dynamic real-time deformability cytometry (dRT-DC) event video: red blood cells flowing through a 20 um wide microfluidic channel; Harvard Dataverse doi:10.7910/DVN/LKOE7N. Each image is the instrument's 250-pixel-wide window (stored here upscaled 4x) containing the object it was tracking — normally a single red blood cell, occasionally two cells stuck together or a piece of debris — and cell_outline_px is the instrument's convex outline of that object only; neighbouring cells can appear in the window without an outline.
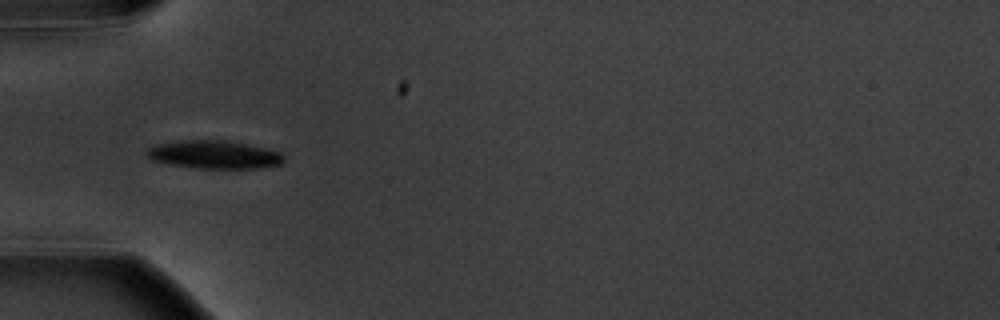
{"species": "common noctule bat (a hibernating species)", "species_latin": "Nyctalus noctula", "temperature_condition": "warm", "stored_images_in_passage": 7, "camera_frame_rate_fps": 3000, "um_per_image_px": 0.085, "animal": {"sex": "male", "body_mass_g": 20.1, "forearm_length_mm": 53.5}, "frame": {"image": 1, "passage_image": 6, "time_ms": 6.0, "image_size_px": [1000, 320], "cell_outline_px": [[284, 160], [280, 164], [260, 168], [196, 168], [168, 164], [152, 160], [144, 156], [144, 152], [148, 148], [156, 144], [180, 140], [228, 140], [268, 148], [280, 152], [284, 156]], "centroid_in_image_um": [18.17, 13.13], "position_along_channel_um": 66.8, "area_um2": 22.77}}